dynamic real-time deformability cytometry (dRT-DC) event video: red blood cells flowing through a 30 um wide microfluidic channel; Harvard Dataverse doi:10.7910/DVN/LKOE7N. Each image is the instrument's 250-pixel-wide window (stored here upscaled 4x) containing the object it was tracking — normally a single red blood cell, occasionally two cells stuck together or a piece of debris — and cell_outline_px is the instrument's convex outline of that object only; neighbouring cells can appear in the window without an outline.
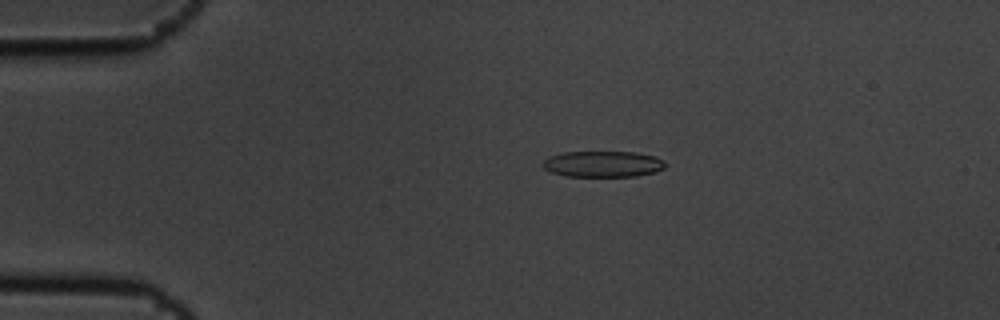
{"species": "common noctule bat (a hibernating species)", "species_latin": "Nyctalus noctula", "temperature_condition": "cold", "stored_images_in_passage": 6, "camera_frame_rate_fps": 3000, "um_per_image_px": 0.085, "animal": {"sex": "male", "body_mass_g": 19.5, "forearm_length_mm": 54.6}, "frame": {"image": 1, "passage_image": 1, "time_ms": 0.0, "image_size_px": [1000, 320], "cell_outline_px": [[664, 168], [656, 172], [636, 176], [564, 176], [552, 172], [544, 168], [544, 160], [548, 156], [564, 152], [636, 152], [656, 156], [664, 160]], "centroid_in_image_um": [51.27, 13.94], "position_along_channel_um": 33.7, "area_um2": 18.61}}
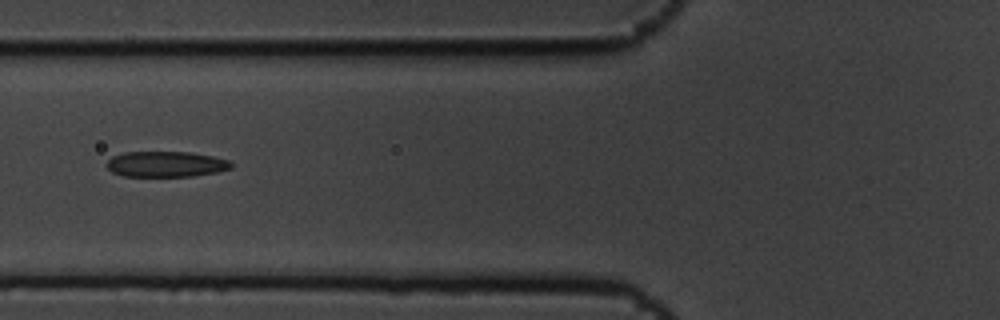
{"frame": {"image": 2, "passage_image": 4, "time_ms": 1.0, "image_size_px": [1000, 320], "cell_outline_px": [[232, 168], [216, 172], [192, 176], [124, 176], [112, 172], [104, 164], [112, 156], [124, 152], [192, 152], [212, 156], [228, 160], [232, 164]], "centroid_in_image_um": [14.08, 13.95], "position_along_channel_um": 111.7, "area_um2": 18.61}}
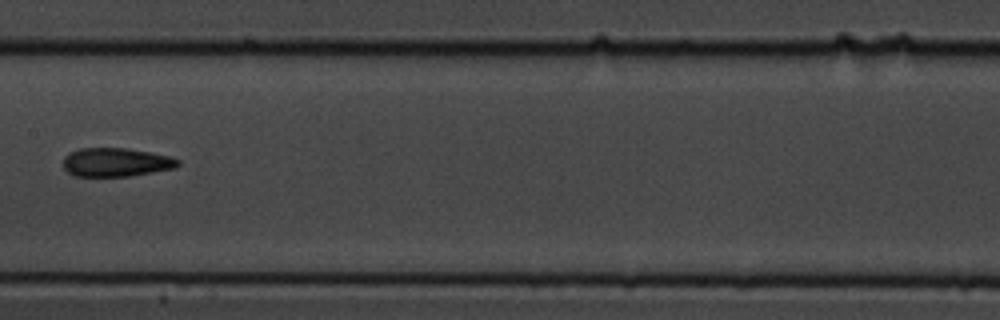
{"frame": {"image": 3, "passage_image": 6, "time_ms": 1.667, "image_size_px": [1000, 320], "cell_outline_px": [[180, 164], [176, 168], [128, 176], [72, 176], [64, 168], [64, 156], [68, 152], [80, 148], [124, 148], [148, 152], [168, 156], [180, 160]], "centroid_in_image_um": [9.83, 13.79], "position_along_channel_um": 197.6, "area_um2": 19.13}}